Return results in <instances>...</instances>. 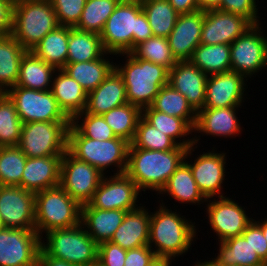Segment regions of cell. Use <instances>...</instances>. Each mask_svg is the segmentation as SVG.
<instances>
[{"mask_svg":"<svg viewBox=\"0 0 267 266\" xmlns=\"http://www.w3.org/2000/svg\"><path fill=\"white\" fill-rule=\"evenodd\" d=\"M153 36L140 0H121L100 33L103 48L112 55L130 53Z\"/></svg>","mask_w":267,"mask_h":266,"instance_id":"6da1fadb","label":"cell"},{"mask_svg":"<svg viewBox=\"0 0 267 266\" xmlns=\"http://www.w3.org/2000/svg\"><path fill=\"white\" fill-rule=\"evenodd\" d=\"M188 147L177 146L169 151L128 148L126 174L140 191L158 193L185 159Z\"/></svg>","mask_w":267,"mask_h":266,"instance_id":"7a4b0ae2","label":"cell"},{"mask_svg":"<svg viewBox=\"0 0 267 266\" xmlns=\"http://www.w3.org/2000/svg\"><path fill=\"white\" fill-rule=\"evenodd\" d=\"M158 207L157 211L150 212L148 246L157 257L172 260L191 249L197 229L193 222L180 212L172 211L171 207L169 210L165 203Z\"/></svg>","mask_w":267,"mask_h":266,"instance_id":"3957f363","label":"cell"},{"mask_svg":"<svg viewBox=\"0 0 267 266\" xmlns=\"http://www.w3.org/2000/svg\"><path fill=\"white\" fill-rule=\"evenodd\" d=\"M120 55H126V62L123 66L115 64V69L124 80L128 103L141 109L150 106L160 89L168 84L169 70L130 53Z\"/></svg>","mask_w":267,"mask_h":266,"instance_id":"277c9868","label":"cell"},{"mask_svg":"<svg viewBox=\"0 0 267 266\" xmlns=\"http://www.w3.org/2000/svg\"><path fill=\"white\" fill-rule=\"evenodd\" d=\"M129 145V142L120 137L106 141L94 140L84 137L72 124L68 128L67 150L103 174L108 172L107 168L112 165L117 167L114 174L126 172Z\"/></svg>","mask_w":267,"mask_h":266,"instance_id":"5b68a950","label":"cell"},{"mask_svg":"<svg viewBox=\"0 0 267 266\" xmlns=\"http://www.w3.org/2000/svg\"><path fill=\"white\" fill-rule=\"evenodd\" d=\"M50 0L26 1L14 5L11 35L31 51L49 32L59 27Z\"/></svg>","mask_w":267,"mask_h":266,"instance_id":"8992f818","label":"cell"},{"mask_svg":"<svg viewBox=\"0 0 267 266\" xmlns=\"http://www.w3.org/2000/svg\"><path fill=\"white\" fill-rule=\"evenodd\" d=\"M45 234L47 239L41 238V248L49 256L76 266L97 265L98 244L86 232L82 223L70 228L54 229Z\"/></svg>","mask_w":267,"mask_h":266,"instance_id":"52a82bcc","label":"cell"},{"mask_svg":"<svg viewBox=\"0 0 267 266\" xmlns=\"http://www.w3.org/2000/svg\"><path fill=\"white\" fill-rule=\"evenodd\" d=\"M81 223V205L59 185L35 194V230L42 233Z\"/></svg>","mask_w":267,"mask_h":266,"instance_id":"ba28073f","label":"cell"},{"mask_svg":"<svg viewBox=\"0 0 267 266\" xmlns=\"http://www.w3.org/2000/svg\"><path fill=\"white\" fill-rule=\"evenodd\" d=\"M71 122L23 123L18 147L26 157L64 155Z\"/></svg>","mask_w":267,"mask_h":266,"instance_id":"9c48e42d","label":"cell"},{"mask_svg":"<svg viewBox=\"0 0 267 266\" xmlns=\"http://www.w3.org/2000/svg\"><path fill=\"white\" fill-rule=\"evenodd\" d=\"M14 102L19 118L29 122H71L59 107L51 90L39 91L13 86L5 92Z\"/></svg>","mask_w":267,"mask_h":266,"instance_id":"30bf717a","label":"cell"},{"mask_svg":"<svg viewBox=\"0 0 267 266\" xmlns=\"http://www.w3.org/2000/svg\"><path fill=\"white\" fill-rule=\"evenodd\" d=\"M260 25L253 24L230 44L231 71L246 79L267 67V37Z\"/></svg>","mask_w":267,"mask_h":266,"instance_id":"8fae6325","label":"cell"},{"mask_svg":"<svg viewBox=\"0 0 267 266\" xmlns=\"http://www.w3.org/2000/svg\"><path fill=\"white\" fill-rule=\"evenodd\" d=\"M105 175L67 150L61 159L59 185L72 199L84 205L92 199Z\"/></svg>","mask_w":267,"mask_h":266,"instance_id":"7c38bea8","label":"cell"},{"mask_svg":"<svg viewBox=\"0 0 267 266\" xmlns=\"http://www.w3.org/2000/svg\"><path fill=\"white\" fill-rule=\"evenodd\" d=\"M139 192L140 189L126 173L109 178L105 175L92 199L81 208L133 211L140 207L136 204Z\"/></svg>","mask_w":267,"mask_h":266,"instance_id":"4fadbf2b","label":"cell"},{"mask_svg":"<svg viewBox=\"0 0 267 266\" xmlns=\"http://www.w3.org/2000/svg\"><path fill=\"white\" fill-rule=\"evenodd\" d=\"M40 249L41 237L36 230L0 231V266H37Z\"/></svg>","mask_w":267,"mask_h":266,"instance_id":"5bb4252c","label":"cell"},{"mask_svg":"<svg viewBox=\"0 0 267 266\" xmlns=\"http://www.w3.org/2000/svg\"><path fill=\"white\" fill-rule=\"evenodd\" d=\"M0 219L4 228L35 230V194L19 186H0Z\"/></svg>","mask_w":267,"mask_h":266,"instance_id":"9a60e30c","label":"cell"},{"mask_svg":"<svg viewBox=\"0 0 267 266\" xmlns=\"http://www.w3.org/2000/svg\"><path fill=\"white\" fill-rule=\"evenodd\" d=\"M195 145L190 146L187 149L184 161L189 165L193 178L195 179L200 192L206 199H211L215 196L224 197L222 193V184L225 181V164L226 153H215L216 151L203 152L197 158L195 157L194 163L187 162L186 159L191 157Z\"/></svg>","mask_w":267,"mask_h":266,"instance_id":"2e32d148","label":"cell"},{"mask_svg":"<svg viewBox=\"0 0 267 266\" xmlns=\"http://www.w3.org/2000/svg\"><path fill=\"white\" fill-rule=\"evenodd\" d=\"M219 199V200H218ZM211 201L207 199L206 214L211 229L218 236V241L240 236L252 222L241 205L229 197H219Z\"/></svg>","mask_w":267,"mask_h":266,"instance_id":"e0dca14e","label":"cell"},{"mask_svg":"<svg viewBox=\"0 0 267 266\" xmlns=\"http://www.w3.org/2000/svg\"><path fill=\"white\" fill-rule=\"evenodd\" d=\"M253 24L245 17L221 11L217 8L204 10L200 44H231Z\"/></svg>","mask_w":267,"mask_h":266,"instance_id":"ac0fdd59","label":"cell"},{"mask_svg":"<svg viewBox=\"0 0 267 266\" xmlns=\"http://www.w3.org/2000/svg\"><path fill=\"white\" fill-rule=\"evenodd\" d=\"M245 76L234 71L209 75L203 108L242 106L246 91Z\"/></svg>","mask_w":267,"mask_h":266,"instance_id":"d6986e66","label":"cell"},{"mask_svg":"<svg viewBox=\"0 0 267 266\" xmlns=\"http://www.w3.org/2000/svg\"><path fill=\"white\" fill-rule=\"evenodd\" d=\"M204 10L179 14L177 22L167 37L171 52L179 61H190L194 50L200 45Z\"/></svg>","mask_w":267,"mask_h":266,"instance_id":"ffe728a7","label":"cell"},{"mask_svg":"<svg viewBox=\"0 0 267 266\" xmlns=\"http://www.w3.org/2000/svg\"><path fill=\"white\" fill-rule=\"evenodd\" d=\"M208 76L191 61H179L170 70L168 84L198 111L204 107Z\"/></svg>","mask_w":267,"mask_h":266,"instance_id":"44dd1931","label":"cell"},{"mask_svg":"<svg viewBox=\"0 0 267 266\" xmlns=\"http://www.w3.org/2000/svg\"><path fill=\"white\" fill-rule=\"evenodd\" d=\"M62 156L27 157L21 188L36 194L42 190L59 186Z\"/></svg>","mask_w":267,"mask_h":266,"instance_id":"7402d4cb","label":"cell"},{"mask_svg":"<svg viewBox=\"0 0 267 266\" xmlns=\"http://www.w3.org/2000/svg\"><path fill=\"white\" fill-rule=\"evenodd\" d=\"M240 106L221 108H201L197 111L194 133L213 137H233L241 132V126L236 116ZM199 131V132H198Z\"/></svg>","mask_w":267,"mask_h":266,"instance_id":"603a6c76","label":"cell"},{"mask_svg":"<svg viewBox=\"0 0 267 266\" xmlns=\"http://www.w3.org/2000/svg\"><path fill=\"white\" fill-rule=\"evenodd\" d=\"M128 103L122 76L114 68L104 81L87 95L86 113L102 115Z\"/></svg>","mask_w":267,"mask_h":266,"instance_id":"cb8c5ba5","label":"cell"},{"mask_svg":"<svg viewBox=\"0 0 267 266\" xmlns=\"http://www.w3.org/2000/svg\"><path fill=\"white\" fill-rule=\"evenodd\" d=\"M150 214L143 206L126 212L121 225L110 242L125 250L135 249L149 243Z\"/></svg>","mask_w":267,"mask_h":266,"instance_id":"d4e9b609","label":"cell"},{"mask_svg":"<svg viewBox=\"0 0 267 266\" xmlns=\"http://www.w3.org/2000/svg\"><path fill=\"white\" fill-rule=\"evenodd\" d=\"M58 74V75H57ZM51 92L59 107L72 119L83 112L87 104V92L63 69H57L54 74Z\"/></svg>","mask_w":267,"mask_h":266,"instance_id":"484cf974","label":"cell"},{"mask_svg":"<svg viewBox=\"0 0 267 266\" xmlns=\"http://www.w3.org/2000/svg\"><path fill=\"white\" fill-rule=\"evenodd\" d=\"M126 212L117 209L81 208V223L86 232L99 245L111 240Z\"/></svg>","mask_w":267,"mask_h":266,"instance_id":"4316f807","label":"cell"},{"mask_svg":"<svg viewBox=\"0 0 267 266\" xmlns=\"http://www.w3.org/2000/svg\"><path fill=\"white\" fill-rule=\"evenodd\" d=\"M219 242V253L209 260L214 266H267L242 235Z\"/></svg>","mask_w":267,"mask_h":266,"instance_id":"83f0119b","label":"cell"},{"mask_svg":"<svg viewBox=\"0 0 267 266\" xmlns=\"http://www.w3.org/2000/svg\"><path fill=\"white\" fill-rule=\"evenodd\" d=\"M56 71V68L38 58L32 51H27L20 62L16 86L39 91L51 90Z\"/></svg>","mask_w":267,"mask_h":266,"instance_id":"f1b7e54d","label":"cell"},{"mask_svg":"<svg viewBox=\"0 0 267 266\" xmlns=\"http://www.w3.org/2000/svg\"><path fill=\"white\" fill-rule=\"evenodd\" d=\"M142 117L160 132L169 136L178 146L189 148L192 145H197L198 141L201 140L196 136L186 140L185 136L187 137L194 132V129L182 118L157 111L151 106L142 109ZM182 137L185 139L180 140Z\"/></svg>","mask_w":267,"mask_h":266,"instance_id":"f546056e","label":"cell"},{"mask_svg":"<svg viewBox=\"0 0 267 266\" xmlns=\"http://www.w3.org/2000/svg\"><path fill=\"white\" fill-rule=\"evenodd\" d=\"M171 195L175 201L184 204L200 205L207 199L200 192L189 165L183 161L170 176L167 184L159 194Z\"/></svg>","mask_w":267,"mask_h":266,"instance_id":"4dcf8cb0","label":"cell"},{"mask_svg":"<svg viewBox=\"0 0 267 266\" xmlns=\"http://www.w3.org/2000/svg\"><path fill=\"white\" fill-rule=\"evenodd\" d=\"M109 54L111 55L106 52L101 58L93 61L67 63L63 70L75 79L88 94L96 89L115 68V63L105 57Z\"/></svg>","mask_w":267,"mask_h":266,"instance_id":"1f68e13d","label":"cell"},{"mask_svg":"<svg viewBox=\"0 0 267 266\" xmlns=\"http://www.w3.org/2000/svg\"><path fill=\"white\" fill-rule=\"evenodd\" d=\"M27 52L12 36H0V93L16 86L20 62Z\"/></svg>","mask_w":267,"mask_h":266,"instance_id":"d6a6232c","label":"cell"},{"mask_svg":"<svg viewBox=\"0 0 267 266\" xmlns=\"http://www.w3.org/2000/svg\"><path fill=\"white\" fill-rule=\"evenodd\" d=\"M105 53L100 34L69 27L67 63L97 60Z\"/></svg>","mask_w":267,"mask_h":266,"instance_id":"836d02e7","label":"cell"},{"mask_svg":"<svg viewBox=\"0 0 267 266\" xmlns=\"http://www.w3.org/2000/svg\"><path fill=\"white\" fill-rule=\"evenodd\" d=\"M69 27L59 26L46 34L31 50L38 58L56 69H63L67 64Z\"/></svg>","mask_w":267,"mask_h":266,"instance_id":"e575fe53","label":"cell"},{"mask_svg":"<svg viewBox=\"0 0 267 266\" xmlns=\"http://www.w3.org/2000/svg\"><path fill=\"white\" fill-rule=\"evenodd\" d=\"M190 61L207 76L231 71L229 44H200Z\"/></svg>","mask_w":267,"mask_h":266,"instance_id":"d590c367","label":"cell"},{"mask_svg":"<svg viewBox=\"0 0 267 266\" xmlns=\"http://www.w3.org/2000/svg\"><path fill=\"white\" fill-rule=\"evenodd\" d=\"M150 106L170 116L184 119L194 129L197 111L187 101L186 97L169 84L160 89Z\"/></svg>","mask_w":267,"mask_h":266,"instance_id":"8d00e7d4","label":"cell"},{"mask_svg":"<svg viewBox=\"0 0 267 266\" xmlns=\"http://www.w3.org/2000/svg\"><path fill=\"white\" fill-rule=\"evenodd\" d=\"M154 36L167 38L177 22L179 13L168 0H140Z\"/></svg>","mask_w":267,"mask_h":266,"instance_id":"74e56055","label":"cell"},{"mask_svg":"<svg viewBox=\"0 0 267 266\" xmlns=\"http://www.w3.org/2000/svg\"><path fill=\"white\" fill-rule=\"evenodd\" d=\"M102 116L116 137L131 143L134 139L139 119L142 117V109L136 105L126 103L109 110Z\"/></svg>","mask_w":267,"mask_h":266,"instance_id":"f35d334b","label":"cell"},{"mask_svg":"<svg viewBox=\"0 0 267 266\" xmlns=\"http://www.w3.org/2000/svg\"><path fill=\"white\" fill-rule=\"evenodd\" d=\"M22 125L14 102L5 92L0 93V147L18 146Z\"/></svg>","mask_w":267,"mask_h":266,"instance_id":"ab89813d","label":"cell"},{"mask_svg":"<svg viewBox=\"0 0 267 266\" xmlns=\"http://www.w3.org/2000/svg\"><path fill=\"white\" fill-rule=\"evenodd\" d=\"M121 0H86L76 29L100 34Z\"/></svg>","mask_w":267,"mask_h":266,"instance_id":"60d3db41","label":"cell"},{"mask_svg":"<svg viewBox=\"0 0 267 266\" xmlns=\"http://www.w3.org/2000/svg\"><path fill=\"white\" fill-rule=\"evenodd\" d=\"M135 58H140L170 70L176 63L168 39L165 37L153 36L142 41L130 52Z\"/></svg>","mask_w":267,"mask_h":266,"instance_id":"b9f144b4","label":"cell"},{"mask_svg":"<svg viewBox=\"0 0 267 266\" xmlns=\"http://www.w3.org/2000/svg\"><path fill=\"white\" fill-rule=\"evenodd\" d=\"M27 157L18 146L0 147V186H19Z\"/></svg>","mask_w":267,"mask_h":266,"instance_id":"7bdbcfd3","label":"cell"},{"mask_svg":"<svg viewBox=\"0 0 267 266\" xmlns=\"http://www.w3.org/2000/svg\"><path fill=\"white\" fill-rule=\"evenodd\" d=\"M178 145L167 135L153 127L143 117L139 119L133 141L129 148H141L147 150L169 151Z\"/></svg>","mask_w":267,"mask_h":266,"instance_id":"ee69618b","label":"cell"},{"mask_svg":"<svg viewBox=\"0 0 267 266\" xmlns=\"http://www.w3.org/2000/svg\"><path fill=\"white\" fill-rule=\"evenodd\" d=\"M71 124L87 138L100 141L116 138V135L106 123L102 115H94L83 111L76 114L71 119Z\"/></svg>","mask_w":267,"mask_h":266,"instance_id":"f6af8a7d","label":"cell"},{"mask_svg":"<svg viewBox=\"0 0 267 266\" xmlns=\"http://www.w3.org/2000/svg\"><path fill=\"white\" fill-rule=\"evenodd\" d=\"M60 26L75 28L81 19L86 0H50Z\"/></svg>","mask_w":267,"mask_h":266,"instance_id":"bcb514c9","label":"cell"},{"mask_svg":"<svg viewBox=\"0 0 267 266\" xmlns=\"http://www.w3.org/2000/svg\"><path fill=\"white\" fill-rule=\"evenodd\" d=\"M256 0H221L217 9L245 17L252 24H261L259 21ZM258 18V19H257Z\"/></svg>","mask_w":267,"mask_h":266,"instance_id":"7dc6e473","label":"cell"},{"mask_svg":"<svg viewBox=\"0 0 267 266\" xmlns=\"http://www.w3.org/2000/svg\"><path fill=\"white\" fill-rule=\"evenodd\" d=\"M127 250L110 241L98 245V266H124Z\"/></svg>","mask_w":267,"mask_h":266,"instance_id":"c3c4849f","label":"cell"},{"mask_svg":"<svg viewBox=\"0 0 267 266\" xmlns=\"http://www.w3.org/2000/svg\"><path fill=\"white\" fill-rule=\"evenodd\" d=\"M241 235L249 241L253 250H255L260 259L267 265V241L263 235L262 228L254 219Z\"/></svg>","mask_w":267,"mask_h":266,"instance_id":"681fc988","label":"cell"},{"mask_svg":"<svg viewBox=\"0 0 267 266\" xmlns=\"http://www.w3.org/2000/svg\"><path fill=\"white\" fill-rule=\"evenodd\" d=\"M156 258L155 252L148 245H144L127 250L124 266H149Z\"/></svg>","mask_w":267,"mask_h":266,"instance_id":"f907efd6","label":"cell"},{"mask_svg":"<svg viewBox=\"0 0 267 266\" xmlns=\"http://www.w3.org/2000/svg\"><path fill=\"white\" fill-rule=\"evenodd\" d=\"M14 5L12 0H0V36L11 35Z\"/></svg>","mask_w":267,"mask_h":266,"instance_id":"816d5d0a","label":"cell"},{"mask_svg":"<svg viewBox=\"0 0 267 266\" xmlns=\"http://www.w3.org/2000/svg\"><path fill=\"white\" fill-rule=\"evenodd\" d=\"M172 7L179 13H191L200 10L197 0H168Z\"/></svg>","mask_w":267,"mask_h":266,"instance_id":"f5cc1de1","label":"cell"},{"mask_svg":"<svg viewBox=\"0 0 267 266\" xmlns=\"http://www.w3.org/2000/svg\"><path fill=\"white\" fill-rule=\"evenodd\" d=\"M37 266H76L65 260L49 256L42 248L39 251Z\"/></svg>","mask_w":267,"mask_h":266,"instance_id":"db71d44e","label":"cell"},{"mask_svg":"<svg viewBox=\"0 0 267 266\" xmlns=\"http://www.w3.org/2000/svg\"><path fill=\"white\" fill-rule=\"evenodd\" d=\"M197 2L198 7L201 10H207L217 8L220 5L221 0H197Z\"/></svg>","mask_w":267,"mask_h":266,"instance_id":"11a10c76","label":"cell"},{"mask_svg":"<svg viewBox=\"0 0 267 266\" xmlns=\"http://www.w3.org/2000/svg\"><path fill=\"white\" fill-rule=\"evenodd\" d=\"M171 259L157 257L149 266H171Z\"/></svg>","mask_w":267,"mask_h":266,"instance_id":"9f6ffc18","label":"cell"},{"mask_svg":"<svg viewBox=\"0 0 267 266\" xmlns=\"http://www.w3.org/2000/svg\"><path fill=\"white\" fill-rule=\"evenodd\" d=\"M255 222L262 228L263 235L267 241V218L264 221L261 219V222L259 220H255Z\"/></svg>","mask_w":267,"mask_h":266,"instance_id":"6f0895ef","label":"cell"},{"mask_svg":"<svg viewBox=\"0 0 267 266\" xmlns=\"http://www.w3.org/2000/svg\"><path fill=\"white\" fill-rule=\"evenodd\" d=\"M195 265L194 266H214L209 260H205L203 262H197V263H194Z\"/></svg>","mask_w":267,"mask_h":266,"instance_id":"680465c9","label":"cell"},{"mask_svg":"<svg viewBox=\"0 0 267 266\" xmlns=\"http://www.w3.org/2000/svg\"><path fill=\"white\" fill-rule=\"evenodd\" d=\"M15 4L26 1H40V0H12Z\"/></svg>","mask_w":267,"mask_h":266,"instance_id":"91938a15","label":"cell"},{"mask_svg":"<svg viewBox=\"0 0 267 266\" xmlns=\"http://www.w3.org/2000/svg\"><path fill=\"white\" fill-rule=\"evenodd\" d=\"M4 228L3 224H2V221L0 219V231Z\"/></svg>","mask_w":267,"mask_h":266,"instance_id":"94428289","label":"cell"}]
</instances>
